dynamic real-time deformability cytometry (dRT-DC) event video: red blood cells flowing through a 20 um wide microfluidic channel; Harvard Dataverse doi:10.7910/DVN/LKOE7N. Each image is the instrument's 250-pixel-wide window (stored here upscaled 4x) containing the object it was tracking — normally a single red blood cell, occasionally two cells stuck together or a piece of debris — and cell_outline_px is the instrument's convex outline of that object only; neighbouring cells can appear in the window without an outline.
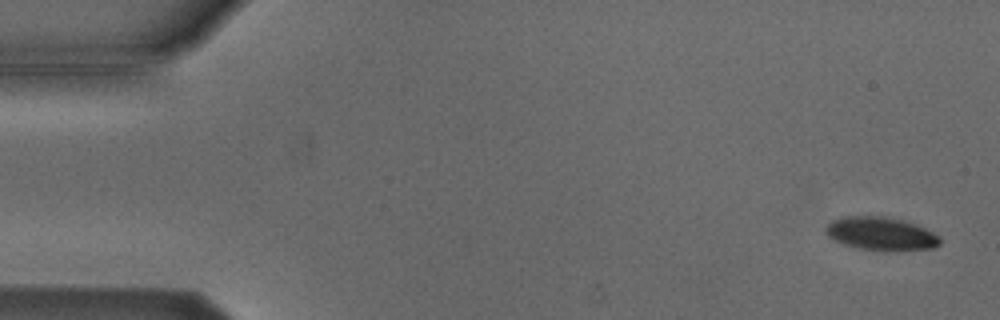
{"species": "Egyptian fruit bat (a non-hibernating species)", "species_latin": "Rousettus aegyptiacus", "temperature_condition": "cold", "stored_images_in_passage": 49, "camera_frame_rate_fps": 3000, "um_per_image_px": 0.085, "animal": {"sex": "male"}, "frame": {"image": 1, "passage_image": 2, "time_ms": 0.333, "image_size_px": [1000, 320], "cell_outline_px": [[940, 244], [932, 248], [896, 252], [884, 252], [860, 248], [844, 244], [828, 236], [824, 232], [824, 228], [832, 220], [844, 216], [884, 216], [904, 220], [916, 224], [940, 236]], "centroid_in_image_um": [74.89, 19.88], "position_along_channel_um": 10.1, "area_um2": 22.48}}
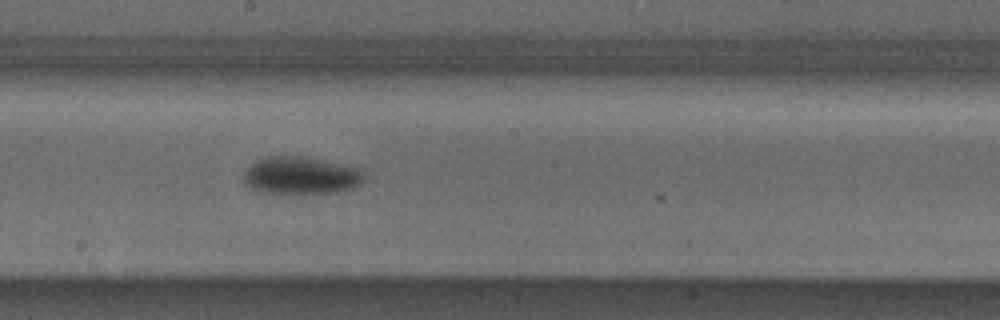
{"frame": {"image": 2, "passage_image": 29, "time_ms": 9.333, "image_size_px": [1000, 320], "cell_outline_px": [[364, 180], [360, 184], [352, 188], [336, 192], [292, 196], [260, 192], [248, 188], [244, 184], [244, 172], [256, 160], [268, 156], [304, 156], [360, 168], [364, 172]], "centroid_in_image_um": [25.55, 14.96], "position_along_channel_um": 222.7, "area_um2": 27.22}}
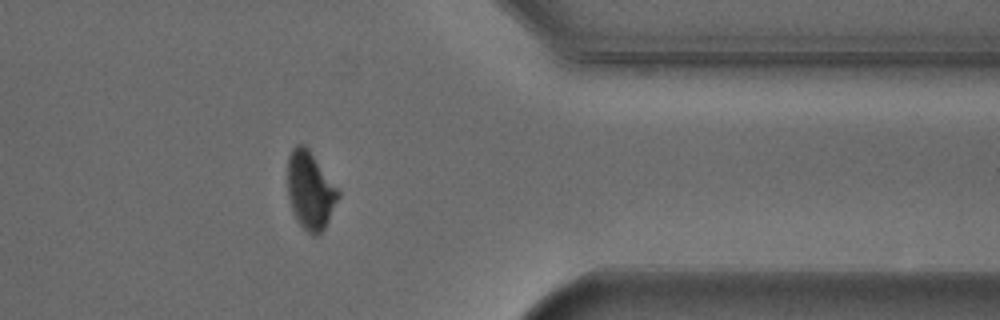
{"frame": {"image": 3, "passage_image": 43, "time_ms": 14.0, "image_size_px": [1000, 320], "cell_outline_px": [[340, 196], [324, 228], [316, 236], [312, 236], [296, 220], [292, 212], [288, 196], [288, 156], [292, 148], [296, 144], [304, 144], [308, 148], [340, 192]], "centroid_in_image_um": [26.35, 16.18], "position_along_channel_um": 385.0, "area_um2": 22.77}, "authors_computed_cell_mechanics": {"area_um2": 24.5072, "velocity_mm_per_s": 3.8177, "shape_relaxation_time_tau1_ms": 2.6144, "shape_relaxation_time_tau2_ms": null, "deformation_change_tau1": 0.1116, "deformation_change_tau2": null}}